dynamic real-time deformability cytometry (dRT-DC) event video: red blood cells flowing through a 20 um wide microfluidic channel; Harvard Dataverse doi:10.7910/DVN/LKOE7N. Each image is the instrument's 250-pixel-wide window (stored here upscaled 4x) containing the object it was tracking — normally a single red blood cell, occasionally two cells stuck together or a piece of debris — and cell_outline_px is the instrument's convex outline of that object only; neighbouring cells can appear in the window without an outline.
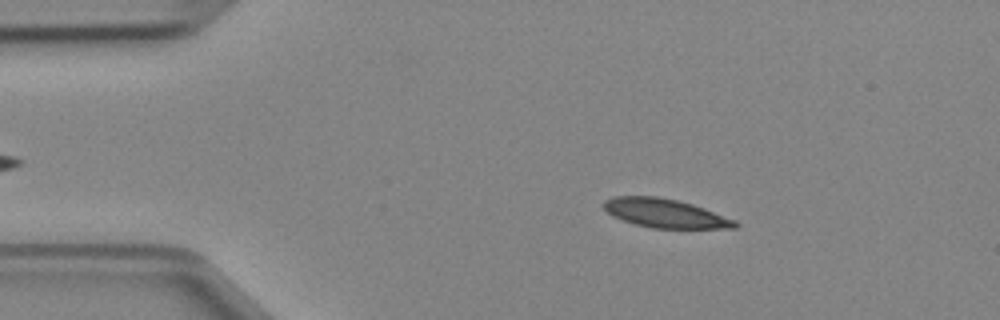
{"species": "Egyptian fruit bat (a non-hibernating species)", "species_latin": "Rousettus aegyptiacus", "temperature_condition": "cold", "stored_images_in_passage": 46, "camera_frame_rate_fps": 3000, "um_per_image_px": 0.085, "animal": {"sex": "female"}, "frame": {"image": 1, "passage_image": 7, "time_ms": 2.0, "image_size_px": [1000, 320], "cell_outline_px": [[740, 224], [736, 228], [652, 228], [636, 224], [612, 216], [604, 208], [604, 200], [612, 196], [656, 196], [676, 200], [692, 204], [704, 208], [736, 220]], "centroid_in_image_um": [56.55, 18.12], "position_along_channel_um": 28.5, "area_um2": 21.96}}
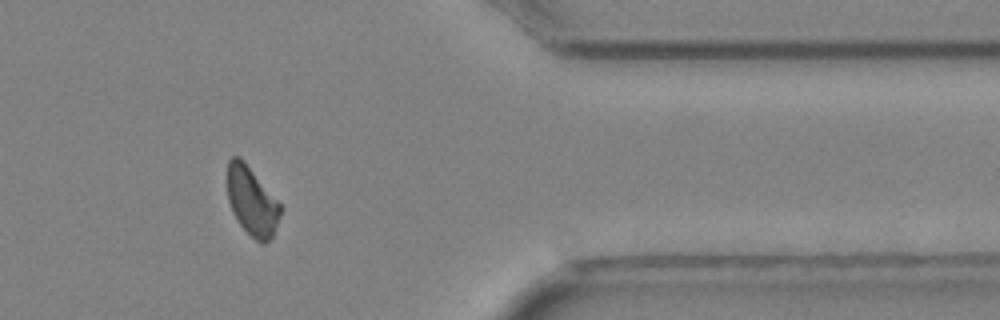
{"frame": {"image": 2, "passage_image": 38, "time_ms": 12.333, "image_size_px": [1000, 320], "cell_outline_px": [[284, 208], [272, 236], [264, 244], [260, 244], [240, 224], [232, 212], [228, 200], [228, 160], [232, 156], [240, 156], [244, 160]], "centroid_in_image_um": [21.43, 17.09], "position_along_channel_um": 390.0, "area_um2": 21.21}}
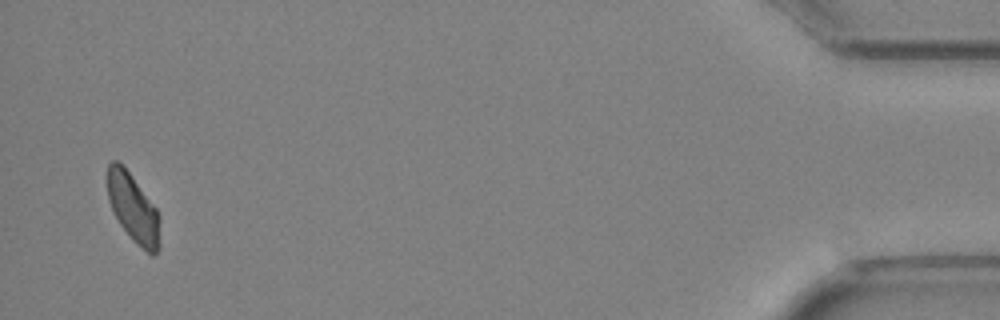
{"frame": {"image": 3, "passage_image": 45, "time_ms": 14.667, "image_size_px": [1000, 320], "cell_outline_px": [[160, 248], [152, 256], [136, 244], [132, 240], [120, 224], [112, 212], [108, 200], [108, 164], [112, 160], [116, 160], [128, 172], [156, 208], [160, 220]], "centroid_in_image_um": [11.33, 17.76], "position_along_channel_um": 423.9, "area_um2": 20.81}}